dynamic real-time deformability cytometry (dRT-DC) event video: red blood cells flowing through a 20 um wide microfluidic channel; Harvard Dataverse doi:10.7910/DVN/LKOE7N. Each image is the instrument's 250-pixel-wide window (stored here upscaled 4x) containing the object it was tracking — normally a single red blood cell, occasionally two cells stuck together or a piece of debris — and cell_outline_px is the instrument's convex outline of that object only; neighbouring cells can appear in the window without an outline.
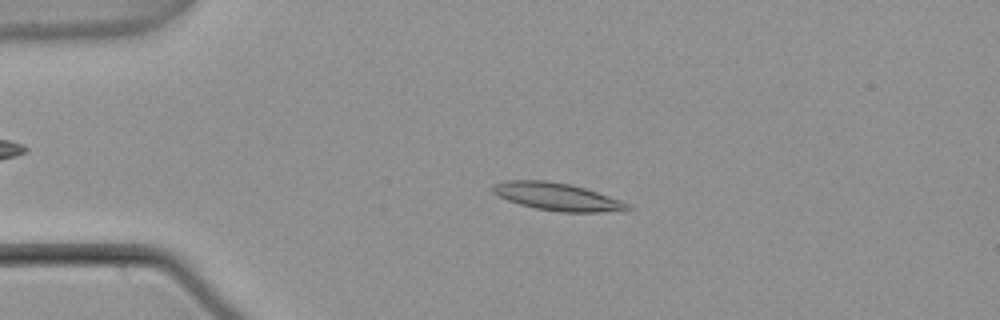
{"species": "common noctule bat (a hibernating species)", "species_latin": "Nyctalus noctula", "temperature_condition": "warm", "stored_images_in_passage": 54, "camera_frame_rate_fps": 3000, "um_per_image_px": 0.085, "animal": {"sex": "male", "body_mass_g": 21.5, "forearm_length_mm": 52.0}, "frame": {"image": 1, "passage_image": 12, "time_ms": 3.667, "image_size_px": [1000, 320], "cell_outline_px": [[636, 208], [624, 212], [560, 212], [536, 208], [520, 204], [508, 200], [492, 192], [492, 188], [496, 184], [504, 180], [544, 180], [568, 184], [584, 188], [620, 200]], "centroid_in_image_um": [47.43, 16.74], "position_along_channel_um": 37.6, "area_um2": 21.62}}
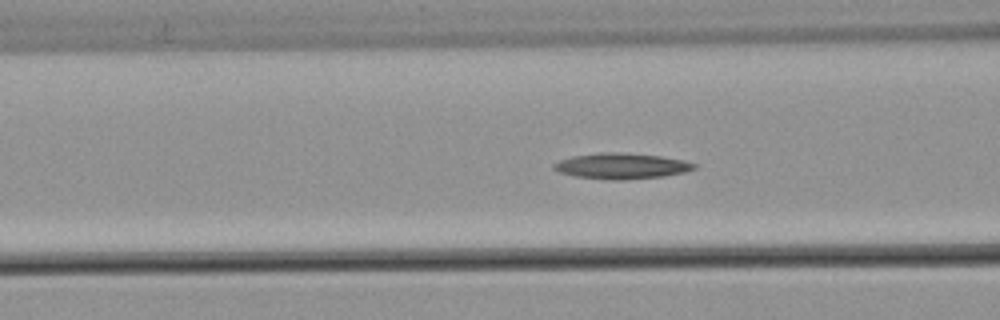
{"frame": {"image": 2, "passage_image": 21, "time_ms": 6.667, "image_size_px": [1000, 320], "cell_outline_px": [[696, 168], [684, 172], [664, 176], [624, 180], [612, 180], [576, 176], [560, 172], [552, 168], [552, 164], [560, 160], [572, 156], [600, 152], [620, 152], [660, 156], [684, 160], [696, 164]], "centroid_in_image_um": [52.82, 14.1], "position_along_channel_um": 113.8, "area_um2": 21.04}}
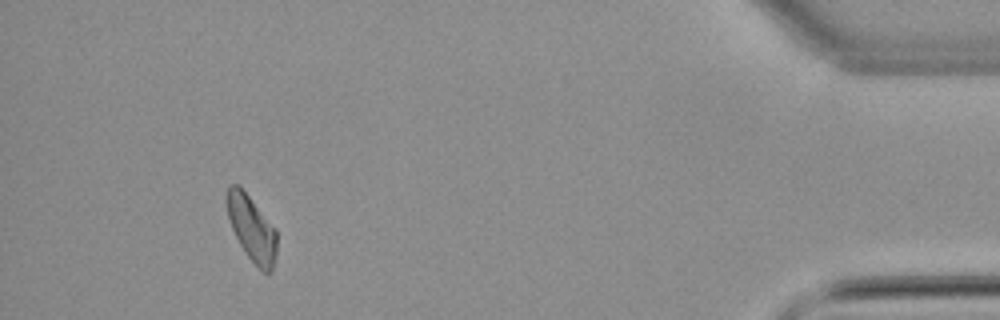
{"frame": {"image": 3, "passage_image": 50, "time_ms": 16.333, "image_size_px": [1000, 320], "cell_outline_px": [[276, 252], [272, 268], [268, 272], [264, 272], [248, 256], [240, 244], [228, 220], [224, 200], [224, 196], [228, 184], [236, 184], [248, 196], [276, 228]], "centroid_in_image_um": [21.34, 19.35], "position_along_channel_um": 413.9, "area_um2": 18.84}}